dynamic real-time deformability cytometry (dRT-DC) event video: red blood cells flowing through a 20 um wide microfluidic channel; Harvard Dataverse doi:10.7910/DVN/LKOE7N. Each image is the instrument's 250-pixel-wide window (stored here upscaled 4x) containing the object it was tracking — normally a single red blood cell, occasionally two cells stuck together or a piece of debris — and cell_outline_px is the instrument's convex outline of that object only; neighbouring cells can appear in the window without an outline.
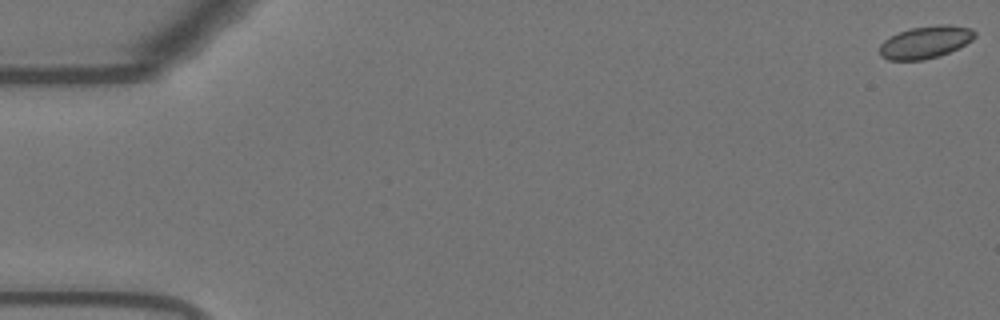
{"species": "Egyptian fruit bat (a non-hibernating species)", "species_latin": "Rousettus aegyptiacus", "temperature_condition": "warm", "stored_images_in_passage": 57, "camera_frame_rate_fps": 3000, "um_per_image_px": 0.085, "animal": {"sex": "female"}, "frame": {"image": 1, "passage_image": 1, "time_ms": 0.0, "image_size_px": [1000, 320], "cell_outline_px": [[976, 36], [972, 40], [940, 56], [924, 60], [888, 60], [880, 56], [880, 44], [888, 36], [912, 28], [940, 24], [952, 24], [972, 28], [976, 32]], "centroid_in_image_um": [78.66, 3.58], "position_along_channel_um": 6.3, "area_um2": 18.03}}
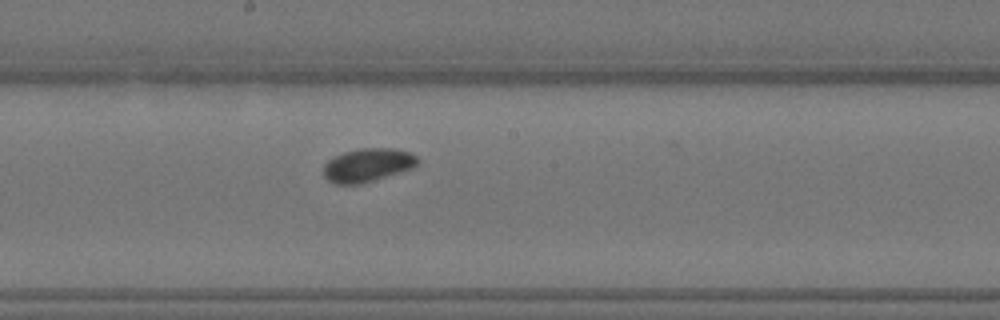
{"frame": {"image": 2, "passage_image": 31, "time_ms": 10.0, "image_size_px": [1000, 320], "cell_outline_px": [[420, 160], [412, 168], [360, 184], [336, 184], [328, 180], [324, 176], [324, 164], [328, 160], [344, 152], [360, 148], [392, 148], [408, 152], [416, 156]], "centroid_in_image_um": [31.23, 14.03], "position_along_channel_um": 217.0, "area_um2": 18.09}}
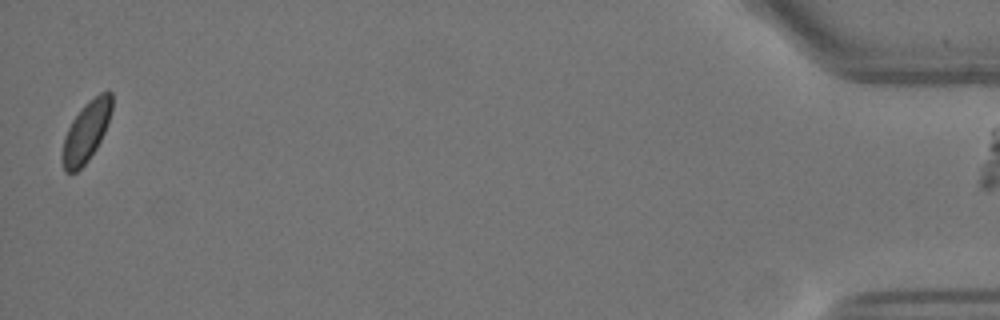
{"frame": {"image": 3, "passage_image": 56, "time_ms": 18.333, "image_size_px": [1000, 320], "cell_outline_px": [[112, 108], [108, 124], [96, 148], [88, 160], [76, 172], [64, 172], [60, 156], [64, 136], [72, 120], [80, 108], [88, 100], [100, 92], [108, 88], [112, 92]], "centroid_in_image_um": [7.32, 11.15], "position_along_channel_um": 427.9, "area_um2": 17.74}}